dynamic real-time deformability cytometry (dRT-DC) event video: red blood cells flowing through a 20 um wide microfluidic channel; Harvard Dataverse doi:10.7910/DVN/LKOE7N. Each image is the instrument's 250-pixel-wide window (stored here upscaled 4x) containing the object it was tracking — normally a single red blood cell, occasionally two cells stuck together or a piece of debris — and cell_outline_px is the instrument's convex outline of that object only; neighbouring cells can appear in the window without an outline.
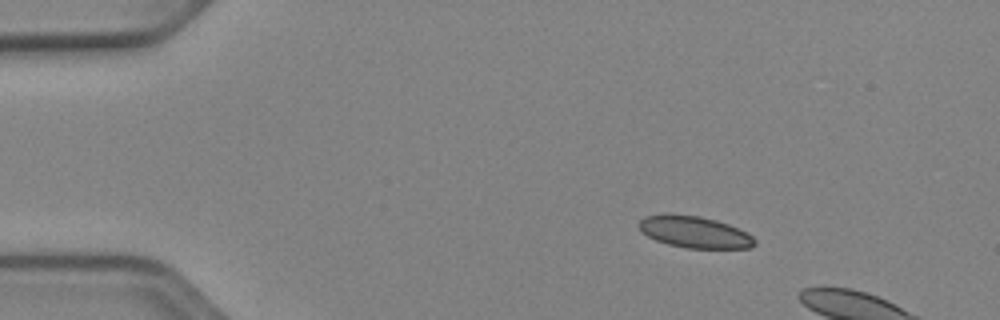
{"species": "Egyptian fruit bat (a non-hibernating species)", "species_latin": "Rousettus aegyptiacus", "temperature_condition": "cold", "stored_images_in_passage": 5, "camera_frame_rate_fps": 3000, "um_per_image_px": 0.085, "animal": {"sex": "female"}, "frame": {"image": 1, "passage_image": 1, "time_ms": 0.0, "image_size_px": [1000, 320], "cell_outline_px": [[756, 244], [752, 248], [688, 248], [668, 244], [656, 240], [640, 232], [636, 224], [644, 216], [664, 212], [672, 212], [700, 216], [716, 220], [728, 224], [748, 232], [756, 240]], "centroid_in_image_um": [58.99, 19.69], "position_along_channel_um": 26.0, "area_um2": 21.96}}